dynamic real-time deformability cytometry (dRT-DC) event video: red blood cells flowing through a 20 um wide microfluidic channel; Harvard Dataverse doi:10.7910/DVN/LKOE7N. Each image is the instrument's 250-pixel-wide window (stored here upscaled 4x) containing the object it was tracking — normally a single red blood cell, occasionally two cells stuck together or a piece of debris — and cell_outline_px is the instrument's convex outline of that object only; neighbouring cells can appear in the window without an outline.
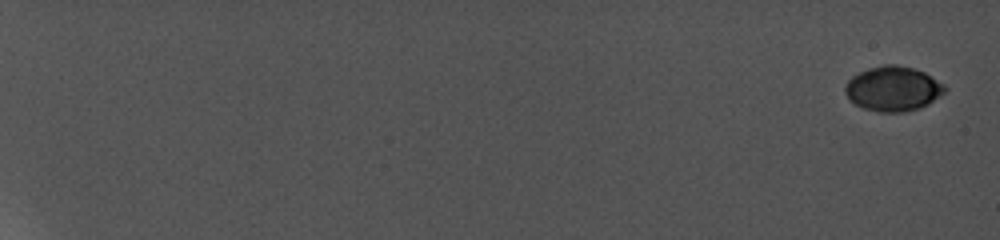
{"species": "common noctule bat (a hibernating species)", "species_latin": "Nyctalus noctula", "temperature_condition": "cold", "stored_images_in_passage": 10, "camera_frame_rate_fps": 5000, "um_per_image_px": 0.085, "animal": {"sex": "female", "body_mass_g": 19.0, "forearm_length_mm": 56.7}, "frame": {"image": 1, "passage_image": 1, "time_ms": 0.0, "image_size_px": [1000, 240], "cell_outline_px": [[948, 88], [944, 92], [928, 104], [920, 108], [904, 112], [880, 112], [864, 108], [856, 104], [844, 92], [844, 88], [848, 80], [852, 76], [868, 68], [884, 64], [896, 64], [912, 68], [924, 72], [944, 84]], "centroid_in_image_um": [75.91, 7.53], "position_along_channel_um": 9.1, "area_um2": 25.89}}
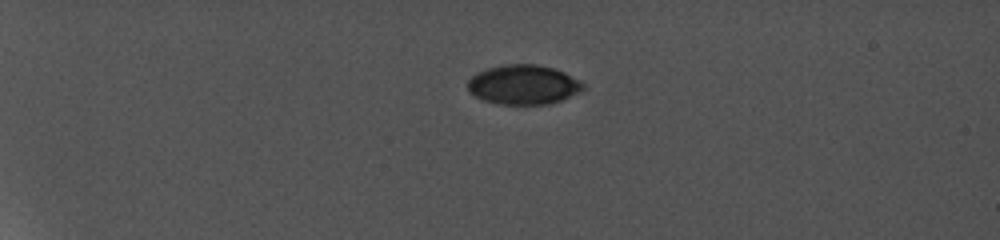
{"frame": {"image": 2, "passage_image": 7, "time_ms": 5.4, "image_size_px": [1000, 240], "cell_outline_px": [[584, 88], [580, 92], [560, 100], [548, 104], [500, 104], [484, 100], [468, 92], [468, 80], [476, 72], [488, 68], [508, 64], [536, 64], [552, 68], [564, 72], [580, 80], [584, 84]], "centroid_in_image_um": [44.48, 7.19], "position_along_channel_um": 40.5, "area_um2": 26.47}}